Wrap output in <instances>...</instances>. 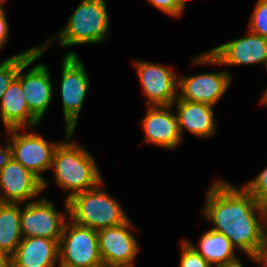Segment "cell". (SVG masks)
Wrapping results in <instances>:
<instances>
[{
    "label": "cell",
    "mask_w": 267,
    "mask_h": 267,
    "mask_svg": "<svg viewBox=\"0 0 267 267\" xmlns=\"http://www.w3.org/2000/svg\"><path fill=\"white\" fill-rule=\"evenodd\" d=\"M264 64L267 69V38L248 30V36L241 37L212 48L198 55L193 64L251 65Z\"/></svg>",
    "instance_id": "52a82bcc"
},
{
    "label": "cell",
    "mask_w": 267,
    "mask_h": 267,
    "mask_svg": "<svg viewBox=\"0 0 267 267\" xmlns=\"http://www.w3.org/2000/svg\"><path fill=\"white\" fill-rule=\"evenodd\" d=\"M179 267H214L209 264L185 239L182 240Z\"/></svg>",
    "instance_id": "cb8c5ba5"
},
{
    "label": "cell",
    "mask_w": 267,
    "mask_h": 267,
    "mask_svg": "<svg viewBox=\"0 0 267 267\" xmlns=\"http://www.w3.org/2000/svg\"><path fill=\"white\" fill-rule=\"evenodd\" d=\"M203 213L215 225L212 230L225 235L240 252L257 256L267 207L259 204L244 187L215 181L207 192Z\"/></svg>",
    "instance_id": "6da1fadb"
},
{
    "label": "cell",
    "mask_w": 267,
    "mask_h": 267,
    "mask_svg": "<svg viewBox=\"0 0 267 267\" xmlns=\"http://www.w3.org/2000/svg\"><path fill=\"white\" fill-rule=\"evenodd\" d=\"M249 258L253 259L258 264L267 267V221L263 228L259 253L257 256L249 255Z\"/></svg>",
    "instance_id": "484cf974"
},
{
    "label": "cell",
    "mask_w": 267,
    "mask_h": 267,
    "mask_svg": "<svg viewBox=\"0 0 267 267\" xmlns=\"http://www.w3.org/2000/svg\"><path fill=\"white\" fill-rule=\"evenodd\" d=\"M174 103L177 104L176 117L181 138H183L184 129L199 138H209L216 132L214 106L191 102L178 97L173 102V105Z\"/></svg>",
    "instance_id": "e0dca14e"
},
{
    "label": "cell",
    "mask_w": 267,
    "mask_h": 267,
    "mask_svg": "<svg viewBox=\"0 0 267 267\" xmlns=\"http://www.w3.org/2000/svg\"><path fill=\"white\" fill-rule=\"evenodd\" d=\"M172 106H147L146 116L140 122L145 132V142L168 150L178 146L182 138L176 114L170 110Z\"/></svg>",
    "instance_id": "9a60e30c"
},
{
    "label": "cell",
    "mask_w": 267,
    "mask_h": 267,
    "mask_svg": "<svg viewBox=\"0 0 267 267\" xmlns=\"http://www.w3.org/2000/svg\"><path fill=\"white\" fill-rule=\"evenodd\" d=\"M248 30L267 38V0H258L256 2Z\"/></svg>",
    "instance_id": "7402d4cb"
},
{
    "label": "cell",
    "mask_w": 267,
    "mask_h": 267,
    "mask_svg": "<svg viewBox=\"0 0 267 267\" xmlns=\"http://www.w3.org/2000/svg\"><path fill=\"white\" fill-rule=\"evenodd\" d=\"M24 205L20 220L22 237H42L59 243L67 217L59 214L53 202L45 197Z\"/></svg>",
    "instance_id": "30bf717a"
},
{
    "label": "cell",
    "mask_w": 267,
    "mask_h": 267,
    "mask_svg": "<svg viewBox=\"0 0 267 267\" xmlns=\"http://www.w3.org/2000/svg\"><path fill=\"white\" fill-rule=\"evenodd\" d=\"M232 81L226 71L178 77V98L214 106Z\"/></svg>",
    "instance_id": "4fadbf2b"
},
{
    "label": "cell",
    "mask_w": 267,
    "mask_h": 267,
    "mask_svg": "<svg viewBox=\"0 0 267 267\" xmlns=\"http://www.w3.org/2000/svg\"><path fill=\"white\" fill-rule=\"evenodd\" d=\"M52 39H48L45 44L36 46V51L18 68L16 74V78L21 83L27 106L40 122L53 97V84L49 69L44 64H37L25 74L23 71L47 51Z\"/></svg>",
    "instance_id": "5b68a950"
},
{
    "label": "cell",
    "mask_w": 267,
    "mask_h": 267,
    "mask_svg": "<svg viewBox=\"0 0 267 267\" xmlns=\"http://www.w3.org/2000/svg\"><path fill=\"white\" fill-rule=\"evenodd\" d=\"M132 222L97 230L99 252L103 263L134 267L139 244L130 232Z\"/></svg>",
    "instance_id": "7c38bea8"
},
{
    "label": "cell",
    "mask_w": 267,
    "mask_h": 267,
    "mask_svg": "<svg viewBox=\"0 0 267 267\" xmlns=\"http://www.w3.org/2000/svg\"><path fill=\"white\" fill-rule=\"evenodd\" d=\"M1 120L6 130L38 125L40 121L30 112L20 81L15 77L0 102Z\"/></svg>",
    "instance_id": "ac0fdd59"
},
{
    "label": "cell",
    "mask_w": 267,
    "mask_h": 267,
    "mask_svg": "<svg viewBox=\"0 0 267 267\" xmlns=\"http://www.w3.org/2000/svg\"><path fill=\"white\" fill-rule=\"evenodd\" d=\"M0 267H11V257L0 251Z\"/></svg>",
    "instance_id": "f1b7e54d"
},
{
    "label": "cell",
    "mask_w": 267,
    "mask_h": 267,
    "mask_svg": "<svg viewBox=\"0 0 267 267\" xmlns=\"http://www.w3.org/2000/svg\"><path fill=\"white\" fill-rule=\"evenodd\" d=\"M59 243L42 237H22L14 254L11 267H54L59 259Z\"/></svg>",
    "instance_id": "2e32d148"
},
{
    "label": "cell",
    "mask_w": 267,
    "mask_h": 267,
    "mask_svg": "<svg viewBox=\"0 0 267 267\" xmlns=\"http://www.w3.org/2000/svg\"><path fill=\"white\" fill-rule=\"evenodd\" d=\"M19 205L0 203V251L10 257L22 240Z\"/></svg>",
    "instance_id": "ffe728a7"
},
{
    "label": "cell",
    "mask_w": 267,
    "mask_h": 267,
    "mask_svg": "<svg viewBox=\"0 0 267 267\" xmlns=\"http://www.w3.org/2000/svg\"><path fill=\"white\" fill-rule=\"evenodd\" d=\"M256 201L267 207V167L261 173L243 186Z\"/></svg>",
    "instance_id": "603a6c76"
},
{
    "label": "cell",
    "mask_w": 267,
    "mask_h": 267,
    "mask_svg": "<svg viewBox=\"0 0 267 267\" xmlns=\"http://www.w3.org/2000/svg\"><path fill=\"white\" fill-rule=\"evenodd\" d=\"M12 159L13 151L10 142H8L7 146L4 148L0 143V170L4 168Z\"/></svg>",
    "instance_id": "83f0119b"
},
{
    "label": "cell",
    "mask_w": 267,
    "mask_h": 267,
    "mask_svg": "<svg viewBox=\"0 0 267 267\" xmlns=\"http://www.w3.org/2000/svg\"><path fill=\"white\" fill-rule=\"evenodd\" d=\"M0 191V203L22 204L43 191L42 181L13 158L0 170Z\"/></svg>",
    "instance_id": "5bb4252c"
},
{
    "label": "cell",
    "mask_w": 267,
    "mask_h": 267,
    "mask_svg": "<svg viewBox=\"0 0 267 267\" xmlns=\"http://www.w3.org/2000/svg\"><path fill=\"white\" fill-rule=\"evenodd\" d=\"M19 131L20 128L7 130L11 135L9 142L13 158L42 181L44 191L48 182L42 177V172L51 169L53 156L60 142H49L31 131L27 134Z\"/></svg>",
    "instance_id": "9c48e42d"
},
{
    "label": "cell",
    "mask_w": 267,
    "mask_h": 267,
    "mask_svg": "<svg viewBox=\"0 0 267 267\" xmlns=\"http://www.w3.org/2000/svg\"><path fill=\"white\" fill-rule=\"evenodd\" d=\"M73 134L74 132L66 129V140L57 146L51 165L55 183L70 192L66 200L103 181L94 158L88 150L72 141Z\"/></svg>",
    "instance_id": "7a4b0ae2"
},
{
    "label": "cell",
    "mask_w": 267,
    "mask_h": 267,
    "mask_svg": "<svg viewBox=\"0 0 267 267\" xmlns=\"http://www.w3.org/2000/svg\"><path fill=\"white\" fill-rule=\"evenodd\" d=\"M186 241L212 266L215 264L217 267L238 259L231 241L222 233L212 229L202 235L199 247Z\"/></svg>",
    "instance_id": "d6986e66"
},
{
    "label": "cell",
    "mask_w": 267,
    "mask_h": 267,
    "mask_svg": "<svg viewBox=\"0 0 267 267\" xmlns=\"http://www.w3.org/2000/svg\"><path fill=\"white\" fill-rule=\"evenodd\" d=\"M9 35V25L4 7H0V50L5 46Z\"/></svg>",
    "instance_id": "4316f807"
},
{
    "label": "cell",
    "mask_w": 267,
    "mask_h": 267,
    "mask_svg": "<svg viewBox=\"0 0 267 267\" xmlns=\"http://www.w3.org/2000/svg\"><path fill=\"white\" fill-rule=\"evenodd\" d=\"M102 184L103 181L92 189L65 199L64 206L71 221L99 230L120 225L129 219L118 200L102 189Z\"/></svg>",
    "instance_id": "3957f363"
},
{
    "label": "cell",
    "mask_w": 267,
    "mask_h": 267,
    "mask_svg": "<svg viewBox=\"0 0 267 267\" xmlns=\"http://www.w3.org/2000/svg\"><path fill=\"white\" fill-rule=\"evenodd\" d=\"M155 8L167 15L180 17L185 10V5L181 0H148Z\"/></svg>",
    "instance_id": "d4e9b609"
},
{
    "label": "cell",
    "mask_w": 267,
    "mask_h": 267,
    "mask_svg": "<svg viewBox=\"0 0 267 267\" xmlns=\"http://www.w3.org/2000/svg\"><path fill=\"white\" fill-rule=\"evenodd\" d=\"M217 267H244L240 259H236L235 261L217 266Z\"/></svg>",
    "instance_id": "f546056e"
},
{
    "label": "cell",
    "mask_w": 267,
    "mask_h": 267,
    "mask_svg": "<svg viewBox=\"0 0 267 267\" xmlns=\"http://www.w3.org/2000/svg\"><path fill=\"white\" fill-rule=\"evenodd\" d=\"M89 77L75 52H68L62 61L60 93L65 128L74 132L89 89Z\"/></svg>",
    "instance_id": "ba28073f"
},
{
    "label": "cell",
    "mask_w": 267,
    "mask_h": 267,
    "mask_svg": "<svg viewBox=\"0 0 267 267\" xmlns=\"http://www.w3.org/2000/svg\"><path fill=\"white\" fill-rule=\"evenodd\" d=\"M181 1L186 6V0H181Z\"/></svg>",
    "instance_id": "836d02e7"
},
{
    "label": "cell",
    "mask_w": 267,
    "mask_h": 267,
    "mask_svg": "<svg viewBox=\"0 0 267 267\" xmlns=\"http://www.w3.org/2000/svg\"><path fill=\"white\" fill-rule=\"evenodd\" d=\"M141 82L143 93L147 97V106L173 105L178 97L177 73L161 64L151 62H133Z\"/></svg>",
    "instance_id": "8fae6325"
},
{
    "label": "cell",
    "mask_w": 267,
    "mask_h": 267,
    "mask_svg": "<svg viewBox=\"0 0 267 267\" xmlns=\"http://www.w3.org/2000/svg\"><path fill=\"white\" fill-rule=\"evenodd\" d=\"M98 267H128V266H123V265H110L106 263H101Z\"/></svg>",
    "instance_id": "4dcf8cb0"
},
{
    "label": "cell",
    "mask_w": 267,
    "mask_h": 267,
    "mask_svg": "<svg viewBox=\"0 0 267 267\" xmlns=\"http://www.w3.org/2000/svg\"><path fill=\"white\" fill-rule=\"evenodd\" d=\"M36 51V47L29 48L22 53L15 54L0 63V102L9 84L16 77L18 68Z\"/></svg>",
    "instance_id": "44dd1931"
},
{
    "label": "cell",
    "mask_w": 267,
    "mask_h": 267,
    "mask_svg": "<svg viewBox=\"0 0 267 267\" xmlns=\"http://www.w3.org/2000/svg\"><path fill=\"white\" fill-rule=\"evenodd\" d=\"M58 267H98L102 262L97 230L66 221L59 240Z\"/></svg>",
    "instance_id": "8992f818"
},
{
    "label": "cell",
    "mask_w": 267,
    "mask_h": 267,
    "mask_svg": "<svg viewBox=\"0 0 267 267\" xmlns=\"http://www.w3.org/2000/svg\"><path fill=\"white\" fill-rule=\"evenodd\" d=\"M6 0H0V7H3V3H5Z\"/></svg>",
    "instance_id": "d6a6232c"
},
{
    "label": "cell",
    "mask_w": 267,
    "mask_h": 267,
    "mask_svg": "<svg viewBox=\"0 0 267 267\" xmlns=\"http://www.w3.org/2000/svg\"><path fill=\"white\" fill-rule=\"evenodd\" d=\"M105 0H82L57 35L61 47L100 43L109 32Z\"/></svg>",
    "instance_id": "277c9868"
},
{
    "label": "cell",
    "mask_w": 267,
    "mask_h": 267,
    "mask_svg": "<svg viewBox=\"0 0 267 267\" xmlns=\"http://www.w3.org/2000/svg\"><path fill=\"white\" fill-rule=\"evenodd\" d=\"M260 103H262V104H267V88H266V90H265V92H264V95H263V97H262Z\"/></svg>",
    "instance_id": "1f68e13d"
}]
</instances>
